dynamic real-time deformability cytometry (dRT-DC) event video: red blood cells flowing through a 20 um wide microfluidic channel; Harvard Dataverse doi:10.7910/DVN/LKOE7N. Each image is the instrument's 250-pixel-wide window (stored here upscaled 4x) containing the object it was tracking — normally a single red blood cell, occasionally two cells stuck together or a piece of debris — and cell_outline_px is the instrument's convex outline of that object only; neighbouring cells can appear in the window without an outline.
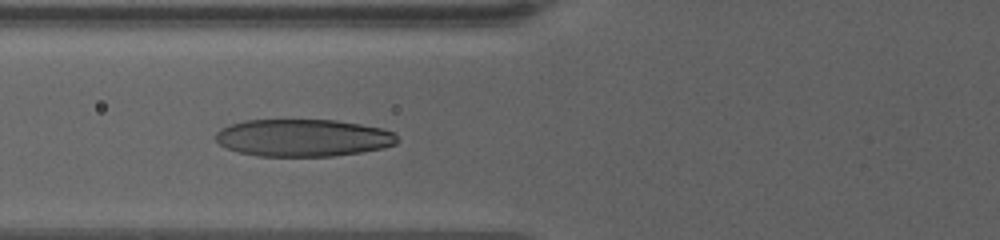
{"species": "human", "species_latin": "Homo sapiens", "temperature_condition": "warm", "stored_images_in_passage": 37, "camera_frame_rate_fps": 3000, "um_per_image_px": 0.085, "donor": {"sex": "female"}, "frame": {"image": 1, "passage_image": 5, "time_ms": 1.667, "image_size_px": [1000, 240], "cell_outline_px": [[396, 144], [384, 148], [364, 152], [332, 156], [256, 156], [240, 152], [228, 148], [220, 144], [216, 140], [216, 132], [220, 128], [228, 124], [244, 120], [336, 120], [360, 124], [380, 128], [396, 132]], "centroid_in_image_um": [25.76, 11.71], "position_along_channel_um": 100.0, "area_um2": 39.65}}
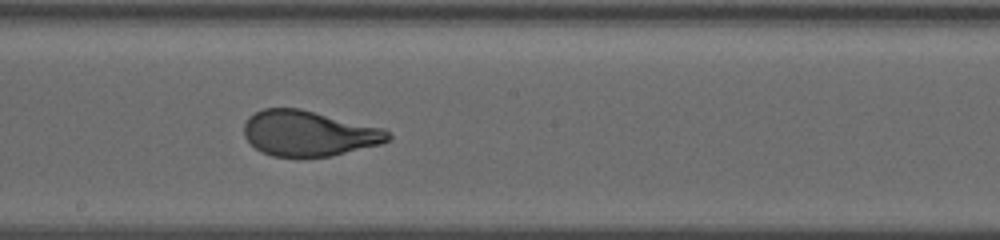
{"frame": {"image": 2, "passage_image": 16, "time_ms": 5.333, "image_size_px": [1000, 240], "cell_outline_px": [[392, 140], [380, 144], [332, 156], [272, 156], [256, 148], [244, 136], [244, 124], [248, 116], [264, 108], [300, 108], [384, 128], [392, 136]], "centroid_in_image_um": [26.27, 11.32], "position_along_channel_um": 221.9, "area_um2": 38.09}}
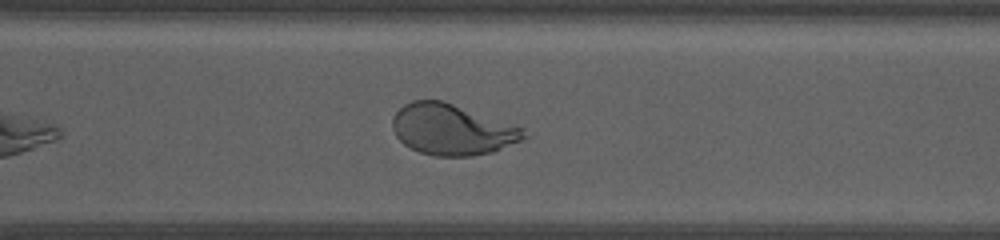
{"frame": {"image": 3, "passage_image": 25, "time_ms": 8.667, "image_size_px": [1000, 240], "cell_outline_px": [[528, 136], [524, 140], [492, 152], [472, 156], [436, 156], [420, 152], [404, 144], [396, 136], [392, 128], [392, 116], [404, 104], [412, 100], [444, 100], [520, 128]], "centroid_in_image_um": [38.38, 11.01], "position_along_channel_um": 332.2, "area_um2": 38.61}, "authors_computed_cell_mechanics": {"area_um2": 38.9572, "velocity_mm_per_s": 3.3203, "shape_relaxation_time_tau1_ms": 5.1371, "shape_relaxation_time_tau2_ms": null, "deformation_change_tau1": 0.2255, "deformation_change_tau2": null}}